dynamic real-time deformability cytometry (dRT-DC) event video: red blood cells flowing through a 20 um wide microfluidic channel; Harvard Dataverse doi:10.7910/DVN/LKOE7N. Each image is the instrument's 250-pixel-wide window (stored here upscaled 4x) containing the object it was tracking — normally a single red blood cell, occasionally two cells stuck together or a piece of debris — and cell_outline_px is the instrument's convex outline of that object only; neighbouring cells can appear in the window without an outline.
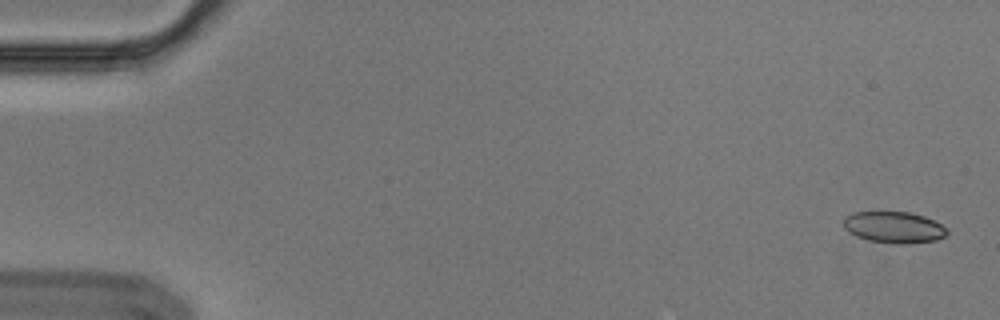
{"species": "Egyptian fruit bat (a non-hibernating species)", "species_latin": "Rousettus aegyptiacus", "temperature_condition": "cold", "stored_images_in_passage": 4, "camera_frame_rate_fps": 3000, "um_per_image_px": 0.085, "animal": {"sex": "male"}, "frame": {"image": 1, "passage_image": 1, "time_ms": 0.0, "image_size_px": [1000, 320], "cell_outline_px": [[948, 232], [944, 236], [936, 240], [908, 244], [896, 244], [868, 240], [856, 236], [848, 232], [844, 228], [844, 216], [852, 212], [908, 212], [924, 216], [940, 224]], "centroid_in_image_um": [75.94, 19.32], "position_along_channel_um": 9.1, "area_um2": 18.9}}
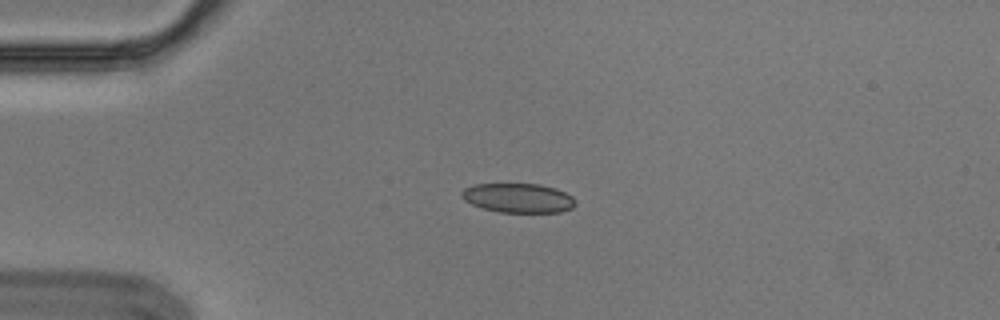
{"frame": {"image": 2, "passage_image": 4, "time_ms": 1.0, "image_size_px": [1000, 320], "cell_outline_px": [[576, 204], [572, 208], [560, 212], [500, 212], [484, 208], [472, 204], [464, 200], [460, 196], [460, 192], [464, 188], [476, 184], [540, 184], [556, 188], [572, 196], [576, 200]], "centroid_in_image_um": [44.05, 16.82], "position_along_channel_um": 40.9, "area_um2": 19.48}}